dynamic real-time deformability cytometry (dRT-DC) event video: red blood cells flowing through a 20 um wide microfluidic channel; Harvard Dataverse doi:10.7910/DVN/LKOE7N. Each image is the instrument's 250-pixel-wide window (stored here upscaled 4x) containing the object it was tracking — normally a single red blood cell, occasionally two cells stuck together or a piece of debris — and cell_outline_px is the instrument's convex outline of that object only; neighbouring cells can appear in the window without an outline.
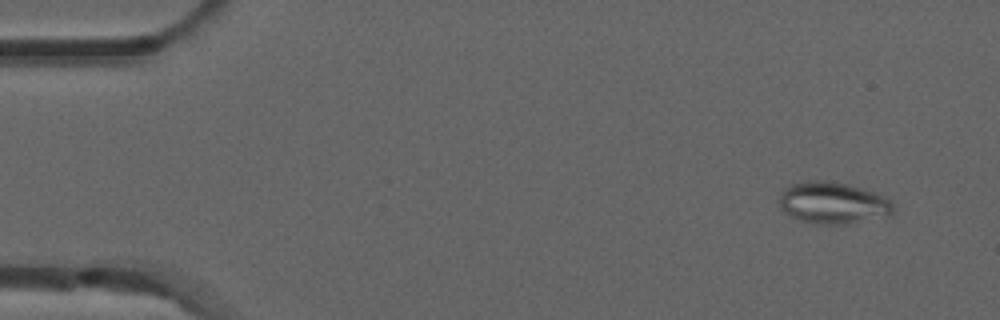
{"species": "common noctule bat (a hibernating species)", "species_latin": "Nyctalus noctula", "temperature_condition": "room temperature", "stored_images_in_passage": 5, "camera_frame_rate_fps": 3000, "um_per_image_px": 0.085, "animal": {"sex": "male", "forearm_length_mm": 52.5}, "frame": {"image": 1, "passage_image": 2, "time_ms": 0.333, "image_size_px": [1000, 320], "cell_outline_px": [[892, 212], [888, 216], [844, 224], [820, 224], [800, 220], [784, 212], [780, 204], [780, 196], [784, 188], [792, 184], [808, 180], [824, 180], [848, 184], [872, 192], [888, 200], [892, 204]], "centroid_in_image_um": [70.76, 17.24], "position_along_channel_um": 14.2, "area_um2": 27.22}}